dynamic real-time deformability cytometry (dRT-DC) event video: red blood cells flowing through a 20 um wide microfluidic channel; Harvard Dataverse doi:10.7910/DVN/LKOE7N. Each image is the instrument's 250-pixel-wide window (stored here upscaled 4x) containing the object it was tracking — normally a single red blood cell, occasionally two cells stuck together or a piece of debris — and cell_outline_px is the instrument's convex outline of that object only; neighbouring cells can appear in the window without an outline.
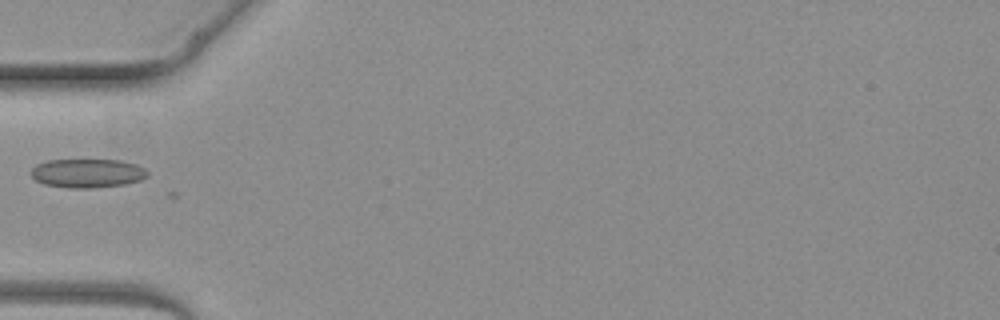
{"species": "common noctule bat (a hibernating species)", "species_latin": "Nyctalus noctula", "temperature_condition": "warm", "stored_images_in_passage": 4, "camera_frame_rate_fps": 3000, "um_per_image_px": 0.085, "animal": {"sex": "female", "body_mass_g": 19.3, "forearm_length_mm": 54.1}, "frame": {"image": 1, "passage_image": 4, "time_ms": 4.0, "image_size_px": [1000, 320], "cell_outline_px": [[148, 176], [140, 180], [124, 184], [92, 188], [68, 188], [44, 184], [36, 180], [32, 176], [32, 168], [36, 164], [48, 160], [120, 160], [136, 164], [144, 168], [148, 172]], "centroid_in_image_um": [7.43, 14.72], "position_along_channel_um": 77.6, "area_um2": 19.54}}